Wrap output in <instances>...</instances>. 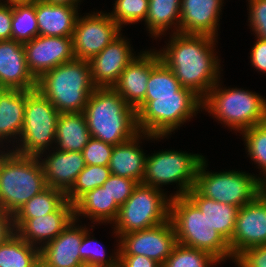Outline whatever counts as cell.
Listing matches in <instances>:
<instances>
[{"instance_id": "obj_1", "label": "cell", "mask_w": 266, "mask_h": 267, "mask_svg": "<svg viewBox=\"0 0 266 267\" xmlns=\"http://www.w3.org/2000/svg\"><path fill=\"white\" fill-rule=\"evenodd\" d=\"M160 59L174 73L182 87L201 99L220 80V60L214 52L217 38L207 35L173 33Z\"/></svg>"}, {"instance_id": "obj_2", "label": "cell", "mask_w": 266, "mask_h": 267, "mask_svg": "<svg viewBox=\"0 0 266 267\" xmlns=\"http://www.w3.org/2000/svg\"><path fill=\"white\" fill-rule=\"evenodd\" d=\"M83 113L92 138L113 146L139 133L136 110L114 88H95Z\"/></svg>"}, {"instance_id": "obj_3", "label": "cell", "mask_w": 266, "mask_h": 267, "mask_svg": "<svg viewBox=\"0 0 266 267\" xmlns=\"http://www.w3.org/2000/svg\"><path fill=\"white\" fill-rule=\"evenodd\" d=\"M89 60L74 59L37 79L36 89L59 113H82L95 90Z\"/></svg>"}, {"instance_id": "obj_4", "label": "cell", "mask_w": 266, "mask_h": 267, "mask_svg": "<svg viewBox=\"0 0 266 267\" xmlns=\"http://www.w3.org/2000/svg\"><path fill=\"white\" fill-rule=\"evenodd\" d=\"M48 186L39 157L11 150L0 155V210L12 214Z\"/></svg>"}, {"instance_id": "obj_5", "label": "cell", "mask_w": 266, "mask_h": 267, "mask_svg": "<svg viewBox=\"0 0 266 267\" xmlns=\"http://www.w3.org/2000/svg\"><path fill=\"white\" fill-rule=\"evenodd\" d=\"M169 219L177 243L207 252L219 262L230 257L233 260L228 242L187 196L171 197Z\"/></svg>"}, {"instance_id": "obj_6", "label": "cell", "mask_w": 266, "mask_h": 267, "mask_svg": "<svg viewBox=\"0 0 266 267\" xmlns=\"http://www.w3.org/2000/svg\"><path fill=\"white\" fill-rule=\"evenodd\" d=\"M202 108V99L182 87L176 95L153 96L136 109L139 132L167 137Z\"/></svg>"}, {"instance_id": "obj_7", "label": "cell", "mask_w": 266, "mask_h": 267, "mask_svg": "<svg viewBox=\"0 0 266 267\" xmlns=\"http://www.w3.org/2000/svg\"><path fill=\"white\" fill-rule=\"evenodd\" d=\"M219 83L218 80L202 99V109L235 131L242 132L266 122V99L263 96L238 88L222 89Z\"/></svg>"}, {"instance_id": "obj_8", "label": "cell", "mask_w": 266, "mask_h": 267, "mask_svg": "<svg viewBox=\"0 0 266 267\" xmlns=\"http://www.w3.org/2000/svg\"><path fill=\"white\" fill-rule=\"evenodd\" d=\"M171 196L168 198L161 189L138 184L131 196L119 208L118 216L113 222L115 236L119 238L121 235L167 222Z\"/></svg>"}, {"instance_id": "obj_9", "label": "cell", "mask_w": 266, "mask_h": 267, "mask_svg": "<svg viewBox=\"0 0 266 267\" xmlns=\"http://www.w3.org/2000/svg\"><path fill=\"white\" fill-rule=\"evenodd\" d=\"M60 113L37 89L26 90L24 125L19 147L11 150L22 156L43 157L45 150L55 143Z\"/></svg>"}, {"instance_id": "obj_10", "label": "cell", "mask_w": 266, "mask_h": 267, "mask_svg": "<svg viewBox=\"0 0 266 267\" xmlns=\"http://www.w3.org/2000/svg\"><path fill=\"white\" fill-rule=\"evenodd\" d=\"M205 158L195 177L194 189L202 196L241 208L263 190L262 178L240 171L206 172Z\"/></svg>"}, {"instance_id": "obj_11", "label": "cell", "mask_w": 266, "mask_h": 267, "mask_svg": "<svg viewBox=\"0 0 266 267\" xmlns=\"http://www.w3.org/2000/svg\"><path fill=\"white\" fill-rule=\"evenodd\" d=\"M203 155L175 150L153 153L146 159L142 184L161 189V185L177 183L179 190L171 197L186 196L194 187Z\"/></svg>"}, {"instance_id": "obj_12", "label": "cell", "mask_w": 266, "mask_h": 267, "mask_svg": "<svg viewBox=\"0 0 266 267\" xmlns=\"http://www.w3.org/2000/svg\"><path fill=\"white\" fill-rule=\"evenodd\" d=\"M121 30L108 13L78 15L72 35L75 59L90 60L117 38Z\"/></svg>"}, {"instance_id": "obj_13", "label": "cell", "mask_w": 266, "mask_h": 267, "mask_svg": "<svg viewBox=\"0 0 266 267\" xmlns=\"http://www.w3.org/2000/svg\"><path fill=\"white\" fill-rule=\"evenodd\" d=\"M119 239L118 255H144L161 266L177 244L170 219L151 228L121 235Z\"/></svg>"}, {"instance_id": "obj_14", "label": "cell", "mask_w": 266, "mask_h": 267, "mask_svg": "<svg viewBox=\"0 0 266 267\" xmlns=\"http://www.w3.org/2000/svg\"><path fill=\"white\" fill-rule=\"evenodd\" d=\"M266 244V191L238 210L235 229L229 243L235 259L248 248Z\"/></svg>"}, {"instance_id": "obj_15", "label": "cell", "mask_w": 266, "mask_h": 267, "mask_svg": "<svg viewBox=\"0 0 266 267\" xmlns=\"http://www.w3.org/2000/svg\"><path fill=\"white\" fill-rule=\"evenodd\" d=\"M23 45L28 69L36 79L58 65L75 59L72 37L38 35Z\"/></svg>"}, {"instance_id": "obj_16", "label": "cell", "mask_w": 266, "mask_h": 267, "mask_svg": "<svg viewBox=\"0 0 266 267\" xmlns=\"http://www.w3.org/2000/svg\"><path fill=\"white\" fill-rule=\"evenodd\" d=\"M74 219L73 204L66 200L50 214L35 218H14V226L24 241L40 249L54 240ZM37 244L41 245L38 247Z\"/></svg>"}, {"instance_id": "obj_17", "label": "cell", "mask_w": 266, "mask_h": 267, "mask_svg": "<svg viewBox=\"0 0 266 267\" xmlns=\"http://www.w3.org/2000/svg\"><path fill=\"white\" fill-rule=\"evenodd\" d=\"M122 34L89 60L92 82L96 88H113L120 74L137 56Z\"/></svg>"}, {"instance_id": "obj_18", "label": "cell", "mask_w": 266, "mask_h": 267, "mask_svg": "<svg viewBox=\"0 0 266 267\" xmlns=\"http://www.w3.org/2000/svg\"><path fill=\"white\" fill-rule=\"evenodd\" d=\"M37 79L28 69L25 48L15 40L0 41V86L3 89L34 90Z\"/></svg>"}, {"instance_id": "obj_19", "label": "cell", "mask_w": 266, "mask_h": 267, "mask_svg": "<svg viewBox=\"0 0 266 267\" xmlns=\"http://www.w3.org/2000/svg\"><path fill=\"white\" fill-rule=\"evenodd\" d=\"M73 220L54 240L40 248V263L44 267H81L79 253L83 239V227Z\"/></svg>"}, {"instance_id": "obj_20", "label": "cell", "mask_w": 266, "mask_h": 267, "mask_svg": "<svg viewBox=\"0 0 266 267\" xmlns=\"http://www.w3.org/2000/svg\"><path fill=\"white\" fill-rule=\"evenodd\" d=\"M224 0H181L179 32L217 37Z\"/></svg>"}, {"instance_id": "obj_21", "label": "cell", "mask_w": 266, "mask_h": 267, "mask_svg": "<svg viewBox=\"0 0 266 267\" xmlns=\"http://www.w3.org/2000/svg\"><path fill=\"white\" fill-rule=\"evenodd\" d=\"M45 181L48 187L63 191L72 188L78 174L86 166L82 152L54 150L41 159Z\"/></svg>"}, {"instance_id": "obj_22", "label": "cell", "mask_w": 266, "mask_h": 267, "mask_svg": "<svg viewBox=\"0 0 266 267\" xmlns=\"http://www.w3.org/2000/svg\"><path fill=\"white\" fill-rule=\"evenodd\" d=\"M142 136L151 140L161 138V136L139 132L130 140L115 145L108 165L111 174L132 179L138 184L142 183L147 159L142 148L140 149V146H138Z\"/></svg>"}, {"instance_id": "obj_23", "label": "cell", "mask_w": 266, "mask_h": 267, "mask_svg": "<svg viewBox=\"0 0 266 267\" xmlns=\"http://www.w3.org/2000/svg\"><path fill=\"white\" fill-rule=\"evenodd\" d=\"M149 76L150 51H143L128 64L113 88L136 110L145 100Z\"/></svg>"}, {"instance_id": "obj_24", "label": "cell", "mask_w": 266, "mask_h": 267, "mask_svg": "<svg viewBox=\"0 0 266 267\" xmlns=\"http://www.w3.org/2000/svg\"><path fill=\"white\" fill-rule=\"evenodd\" d=\"M77 7L57 5L36 0V19L39 35L72 37L76 19L79 15Z\"/></svg>"}, {"instance_id": "obj_25", "label": "cell", "mask_w": 266, "mask_h": 267, "mask_svg": "<svg viewBox=\"0 0 266 267\" xmlns=\"http://www.w3.org/2000/svg\"><path fill=\"white\" fill-rule=\"evenodd\" d=\"M119 208L103 186L85 192L73 203L75 220L84 215L99 224H112L118 216Z\"/></svg>"}, {"instance_id": "obj_26", "label": "cell", "mask_w": 266, "mask_h": 267, "mask_svg": "<svg viewBox=\"0 0 266 267\" xmlns=\"http://www.w3.org/2000/svg\"><path fill=\"white\" fill-rule=\"evenodd\" d=\"M25 104L26 90H0V143L12 137L19 139L17 136L20 137L24 125Z\"/></svg>"}, {"instance_id": "obj_27", "label": "cell", "mask_w": 266, "mask_h": 267, "mask_svg": "<svg viewBox=\"0 0 266 267\" xmlns=\"http://www.w3.org/2000/svg\"><path fill=\"white\" fill-rule=\"evenodd\" d=\"M186 196L200 209L202 214L208 219L210 225L229 244L235 229L239 208L204 197L194 188L190 189Z\"/></svg>"}, {"instance_id": "obj_28", "label": "cell", "mask_w": 266, "mask_h": 267, "mask_svg": "<svg viewBox=\"0 0 266 267\" xmlns=\"http://www.w3.org/2000/svg\"><path fill=\"white\" fill-rule=\"evenodd\" d=\"M91 138L83 112L60 113L56 128V150L82 152Z\"/></svg>"}, {"instance_id": "obj_29", "label": "cell", "mask_w": 266, "mask_h": 267, "mask_svg": "<svg viewBox=\"0 0 266 267\" xmlns=\"http://www.w3.org/2000/svg\"><path fill=\"white\" fill-rule=\"evenodd\" d=\"M181 0H149L145 20L151 36L159 37L174 25L173 33L179 32ZM176 21V22H175Z\"/></svg>"}, {"instance_id": "obj_30", "label": "cell", "mask_w": 266, "mask_h": 267, "mask_svg": "<svg viewBox=\"0 0 266 267\" xmlns=\"http://www.w3.org/2000/svg\"><path fill=\"white\" fill-rule=\"evenodd\" d=\"M145 100H153V96L176 95L182 85L173 71L161 61L157 51L150 50V76L147 83Z\"/></svg>"}, {"instance_id": "obj_31", "label": "cell", "mask_w": 266, "mask_h": 267, "mask_svg": "<svg viewBox=\"0 0 266 267\" xmlns=\"http://www.w3.org/2000/svg\"><path fill=\"white\" fill-rule=\"evenodd\" d=\"M40 249L24 241L17 233L0 245V267H36Z\"/></svg>"}, {"instance_id": "obj_32", "label": "cell", "mask_w": 266, "mask_h": 267, "mask_svg": "<svg viewBox=\"0 0 266 267\" xmlns=\"http://www.w3.org/2000/svg\"><path fill=\"white\" fill-rule=\"evenodd\" d=\"M11 40L27 43L39 35L36 0L27 5L12 6Z\"/></svg>"}, {"instance_id": "obj_33", "label": "cell", "mask_w": 266, "mask_h": 267, "mask_svg": "<svg viewBox=\"0 0 266 267\" xmlns=\"http://www.w3.org/2000/svg\"><path fill=\"white\" fill-rule=\"evenodd\" d=\"M66 201V194L47 187L32 197L14 215V218H35L55 212Z\"/></svg>"}, {"instance_id": "obj_34", "label": "cell", "mask_w": 266, "mask_h": 267, "mask_svg": "<svg viewBox=\"0 0 266 267\" xmlns=\"http://www.w3.org/2000/svg\"><path fill=\"white\" fill-rule=\"evenodd\" d=\"M111 176L108 166L86 165L78 174L74 185L66 193V200L73 204L82 194L100 187Z\"/></svg>"}, {"instance_id": "obj_35", "label": "cell", "mask_w": 266, "mask_h": 267, "mask_svg": "<svg viewBox=\"0 0 266 267\" xmlns=\"http://www.w3.org/2000/svg\"><path fill=\"white\" fill-rule=\"evenodd\" d=\"M217 263L207 252L177 243L161 267H210Z\"/></svg>"}, {"instance_id": "obj_36", "label": "cell", "mask_w": 266, "mask_h": 267, "mask_svg": "<svg viewBox=\"0 0 266 267\" xmlns=\"http://www.w3.org/2000/svg\"><path fill=\"white\" fill-rule=\"evenodd\" d=\"M89 233L88 229L83 227V239L80 244L79 253L84 265L91 267H118L119 249H117V252H114L115 256L110 255L106 257L104 247L100 246L101 244L95 238L90 237Z\"/></svg>"}, {"instance_id": "obj_37", "label": "cell", "mask_w": 266, "mask_h": 267, "mask_svg": "<svg viewBox=\"0 0 266 267\" xmlns=\"http://www.w3.org/2000/svg\"><path fill=\"white\" fill-rule=\"evenodd\" d=\"M242 136L246 145L247 155L253 159L254 163L261 168L266 182V122L255 125L242 131Z\"/></svg>"}, {"instance_id": "obj_38", "label": "cell", "mask_w": 266, "mask_h": 267, "mask_svg": "<svg viewBox=\"0 0 266 267\" xmlns=\"http://www.w3.org/2000/svg\"><path fill=\"white\" fill-rule=\"evenodd\" d=\"M149 0H116L114 10L108 13L121 27L146 20Z\"/></svg>"}, {"instance_id": "obj_39", "label": "cell", "mask_w": 266, "mask_h": 267, "mask_svg": "<svg viewBox=\"0 0 266 267\" xmlns=\"http://www.w3.org/2000/svg\"><path fill=\"white\" fill-rule=\"evenodd\" d=\"M114 146L91 138L82 150L86 165L108 166Z\"/></svg>"}, {"instance_id": "obj_40", "label": "cell", "mask_w": 266, "mask_h": 267, "mask_svg": "<svg viewBox=\"0 0 266 267\" xmlns=\"http://www.w3.org/2000/svg\"><path fill=\"white\" fill-rule=\"evenodd\" d=\"M138 183L132 179L120 177L111 174V176L102 185L115 202L122 206L131 196Z\"/></svg>"}, {"instance_id": "obj_41", "label": "cell", "mask_w": 266, "mask_h": 267, "mask_svg": "<svg viewBox=\"0 0 266 267\" xmlns=\"http://www.w3.org/2000/svg\"><path fill=\"white\" fill-rule=\"evenodd\" d=\"M249 22L255 37L266 40V0H248Z\"/></svg>"}, {"instance_id": "obj_42", "label": "cell", "mask_w": 266, "mask_h": 267, "mask_svg": "<svg viewBox=\"0 0 266 267\" xmlns=\"http://www.w3.org/2000/svg\"><path fill=\"white\" fill-rule=\"evenodd\" d=\"M233 262L238 267H266V244L244 250Z\"/></svg>"}, {"instance_id": "obj_43", "label": "cell", "mask_w": 266, "mask_h": 267, "mask_svg": "<svg viewBox=\"0 0 266 267\" xmlns=\"http://www.w3.org/2000/svg\"><path fill=\"white\" fill-rule=\"evenodd\" d=\"M250 61L256 70L266 73V40L257 37L250 53Z\"/></svg>"}, {"instance_id": "obj_44", "label": "cell", "mask_w": 266, "mask_h": 267, "mask_svg": "<svg viewBox=\"0 0 266 267\" xmlns=\"http://www.w3.org/2000/svg\"><path fill=\"white\" fill-rule=\"evenodd\" d=\"M118 267H161V265L144 255H118Z\"/></svg>"}, {"instance_id": "obj_45", "label": "cell", "mask_w": 266, "mask_h": 267, "mask_svg": "<svg viewBox=\"0 0 266 267\" xmlns=\"http://www.w3.org/2000/svg\"><path fill=\"white\" fill-rule=\"evenodd\" d=\"M12 6L0 4V41L11 40Z\"/></svg>"}, {"instance_id": "obj_46", "label": "cell", "mask_w": 266, "mask_h": 267, "mask_svg": "<svg viewBox=\"0 0 266 267\" xmlns=\"http://www.w3.org/2000/svg\"><path fill=\"white\" fill-rule=\"evenodd\" d=\"M16 233L14 216L0 210V245Z\"/></svg>"}, {"instance_id": "obj_47", "label": "cell", "mask_w": 266, "mask_h": 267, "mask_svg": "<svg viewBox=\"0 0 266 267\" xmlns=\"http://www.w3.org/2000/svg\"><path fill=\"white\" fill-rule=\"evenodd\" d=\"M44 2L50 3V4H57V5H69L72 7H78V3L80 0H42Z\"/></svg>"}, {"instance_id": "obj_48", "label": "cell", "mask_w": 266, "mask_h": 267, "mask_svg": "<svg viewBox=\"0 0 266 267\" xmlns=\"http://www.w3.org/2000/svg\"><path fill=\"white\" fill-rule=\"evenodd\" d=\"M35 0H6L1 5L15 6V5H27L33 3ZM6 2V3H5Z\"/></svg>"}, {"instance_id": "obj_49", "label": "cell", "mask_w": 266, "mask_h": 267, "mask_svg": "<svg viewBox=\"0 0 266 267\" xmlns=\"http://www.w3.org/2000/svg\"><path fill=\"white\" fill-rule=\"evenodd\" d=\"M263 189L266 191V182L263 183Z\"/></svg>"}, {"instance_id": "obj_50", "label": "cell", "mask_w": 266, "mask_h": 267, "mask_svg": "<svg viewBox=\"0 0 266 267\" xmlns=\"http://www.w3.org/2000/svg\"><path fill=\"white\" fill-rule=\"evenodd\" d=\"M36 267H44V266L40 263Z\"/></svg>"}]
</instances>
